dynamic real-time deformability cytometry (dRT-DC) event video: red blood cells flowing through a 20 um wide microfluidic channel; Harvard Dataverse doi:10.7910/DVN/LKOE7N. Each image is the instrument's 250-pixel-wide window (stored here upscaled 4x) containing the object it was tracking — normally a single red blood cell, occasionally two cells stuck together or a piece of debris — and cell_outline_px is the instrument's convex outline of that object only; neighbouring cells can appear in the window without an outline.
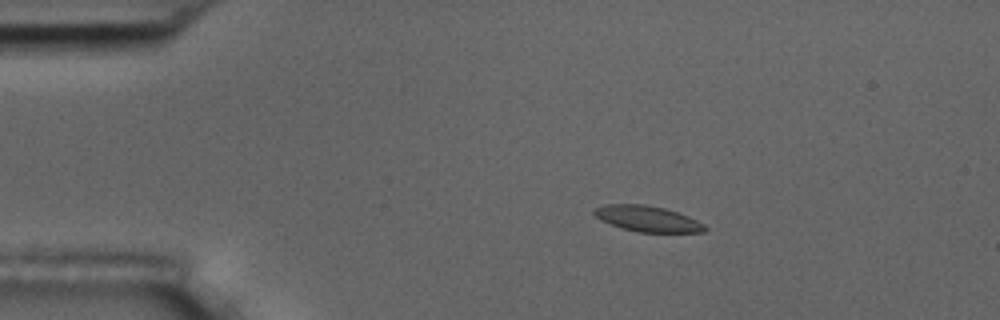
{"species": "common noctule bat (a hibernating species)", "species_latin": "Nyctalus noctula", "temperature_condition": "room temperature", "stored_images_in_passage": 3, "camera_frame_rate_fps": 3000, "um_per_image_px": 0.085, "animal": {"sex": "male", "body_mass_g": 17.5, "forearm_length_mm": 52.3}, "frame": {"image": 1, "passage_image": 2, "time_ms": 1.333, "image_size_px": [1000, 320], "cell_outline_px": [[708, 228], [704, 232], [640, 232], [624, 228], [600, 220], [592, 212], [592, 208], [604, 204], [644, 204], [664, 208], [688, 216], [704, 224]], "centroid_in_image_um": [55.01, 18.58], "position_along_channel_um": 30.0, "area_um2": 16.53}}